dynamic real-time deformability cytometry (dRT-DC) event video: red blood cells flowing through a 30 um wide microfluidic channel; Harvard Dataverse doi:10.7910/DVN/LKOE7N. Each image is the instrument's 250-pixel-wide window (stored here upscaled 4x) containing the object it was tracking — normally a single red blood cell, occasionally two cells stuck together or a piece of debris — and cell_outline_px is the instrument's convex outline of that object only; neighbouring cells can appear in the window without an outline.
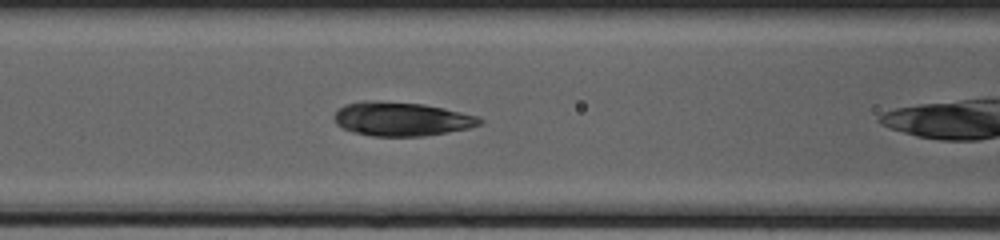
{"species": "common noctule bat (a hibernating species)", "species_latin": "Nyctalus noctula", "temperature_condition": "cold", "stored_images_in_passage": 24, "camera_frame_rate_fps": 3000, "um_per_image_px": 0.085, "animal": {"sex": "female", "body_mass_g": 20.0, "forearm_length_mm": 54.0}, "frame": {"image": 1, "passage_image": 5, "time_ms": 1.333, "image_size_px": [1000, 240], "cell_outline_px": [[484, 124], [468, 128], [424, 136], [372, 136], [352, 132], [336, 124], [332, 116], [344, 104], [364, 100], [380, 100], [424, 104], [444, 108], [480, 116], [484, 120]], "centroid_in_image_um": [34.13, 10.1], "position_along_channel_um": 132.5, "area_um2": 29.13}}
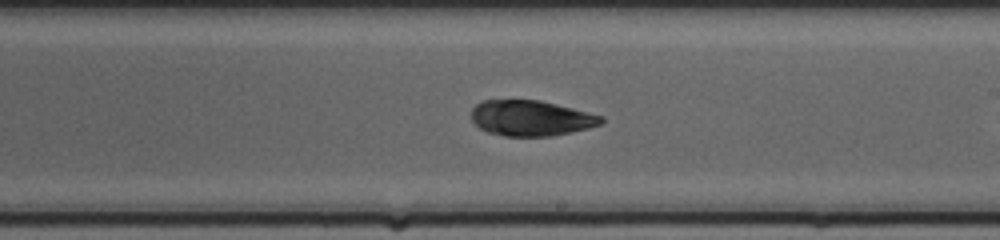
{"frame": {"image": 2, "passage_image": 13, "time_ms": 4.0, "image_size_px": [1000, 240], "cell_outline_px": [[604, 120], [600, 124], [588, 128], [572, 132], [552, 136], [504, 136], [488, 132], [480, 128], [472, 120], [472, 108], [480, 100], [540, 100], [604, 116]], "centroid_in_image_um": [45.13, 10.04], "position_along_channel_um": 243.9, "area_um2": 26.88}}
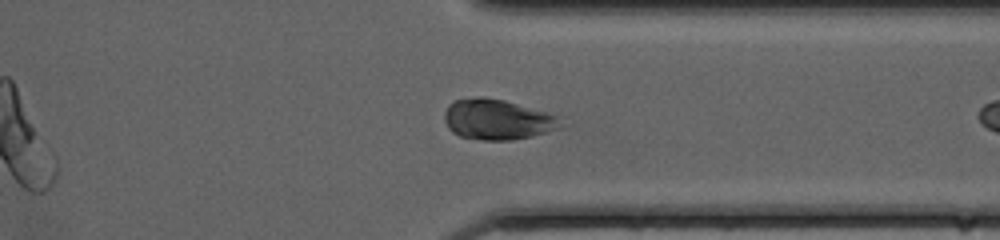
{"frame": {"image": 3, "passage_image": 22, "time_ms": 7.0, "image_size_px": [1000, 240], "cell_outline_px": [[560, 128], [532, 136], [512, 140], [484, 140], [460, 136], [452, 132], [448, 128], [444, 120], [444, 112], [448, 104], [452, 100], [476, 96], [484, 96], [504, 100], [548, 112], [556, 116]], "centroid_in_image_um": [42.2, 10.14], "position_along_channel_um": 369.2, "area_um2": 27.4}}